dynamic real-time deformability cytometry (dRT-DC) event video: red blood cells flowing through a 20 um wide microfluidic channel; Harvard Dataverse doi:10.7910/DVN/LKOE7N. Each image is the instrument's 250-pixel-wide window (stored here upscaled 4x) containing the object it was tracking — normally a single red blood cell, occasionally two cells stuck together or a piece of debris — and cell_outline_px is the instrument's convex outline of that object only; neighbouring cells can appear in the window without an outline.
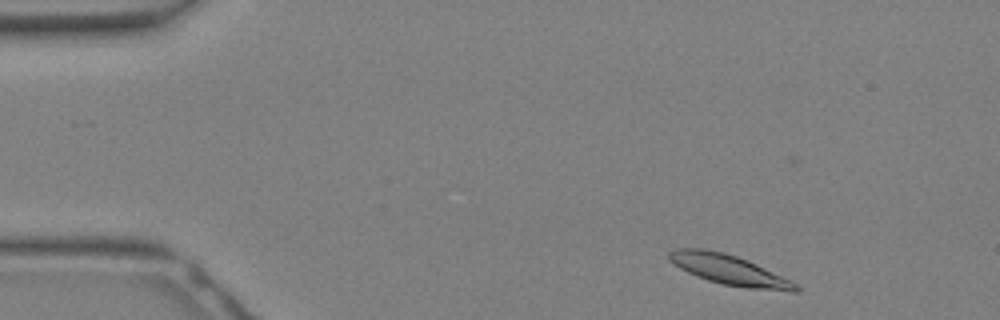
{"species": "Egyptian fruit bat (a non-hibernating species)", "species_latin": "Rousettus aegyptiacus", "temperature_condition": "warm", "stored_images_in_passage": 30, "camera_frame_rate_fps": 3000, "um_per_image_px": 0.085, "animal": {"sex": "female"}, "frame": {"image": 1, "passage_image": 2, "time_ms": 0.333, "image_size_px": [1000, 320], "cell_outline_px": [[800, 292], [792, 292], [748, 288], [720, 284], [696, 276], [680, 268], [668, 260], [668, 252], [676, 248], [704, 248], [724, 252], [748, 260], [792, 280], [800, 288]], "centroid_in_image_um": [62.0, 22.94], "position_along_channel_um": 23.0, "area_um2": 22.43}}
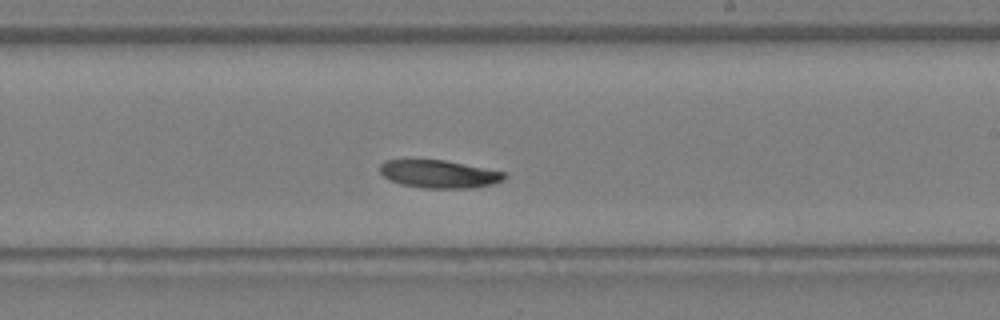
{"frame": {"image": 2, "passage_image": 17, "time_ms": 5.333, "image_size_px": [1000, 320], "cell_outline_px": [[508, 176], [504, 180], [492, 184], [476, 188], [420, 188], [400, 184], [388, 180], [380, 172], [380, 164], [384, 160], [444, 160], [504, 172]], "centroid_in_image_um": [37.31, 14.81], "position_along_channel_um": 251.7, "area_um2": 20.29}}
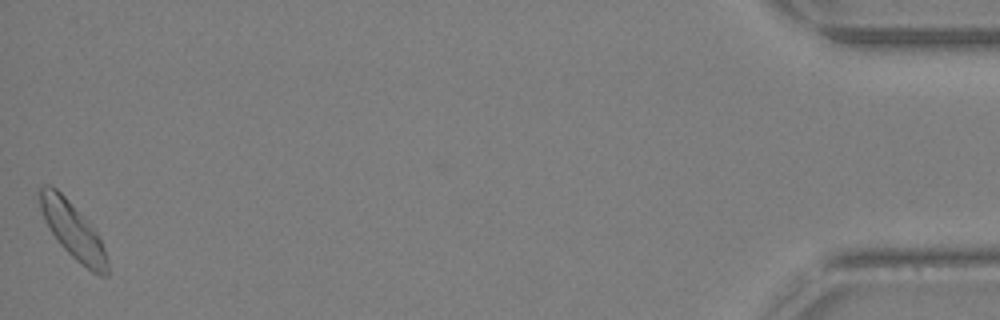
{"frame": {"image": 3, "passage_image": 30, "time_ms": 9.667, "image_size_px": [1000, 320], "cell_outline_px": [[108, 276], [100, 276], [92, 272], [76, 260], [60, 244], [52, 232], [40, 208], [36, 192], [44, 184], [48, 184], [56, 188], [96, 228], [100, 236], [108, 260]], "centroid_in_image_um": [6.22, 19.57], "position_along_channel_um": 429.0, "area_um2": 22.2}}